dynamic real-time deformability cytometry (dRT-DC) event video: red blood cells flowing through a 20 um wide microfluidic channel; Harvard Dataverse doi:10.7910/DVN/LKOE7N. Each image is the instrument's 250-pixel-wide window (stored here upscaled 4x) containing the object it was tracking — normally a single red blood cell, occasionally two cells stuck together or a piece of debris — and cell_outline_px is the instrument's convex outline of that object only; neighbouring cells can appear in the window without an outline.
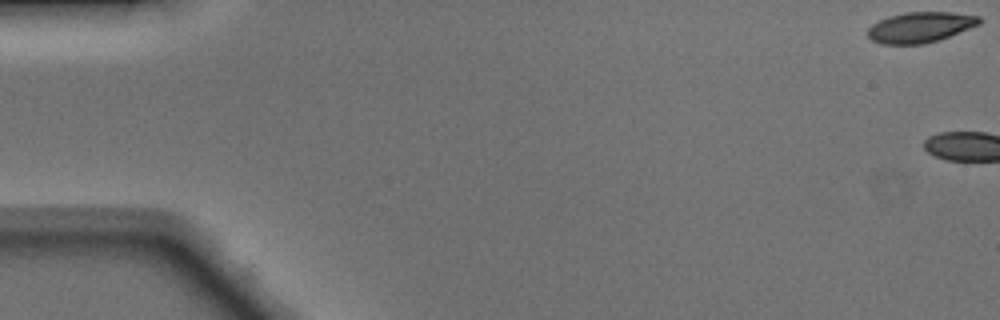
{"species": "Egyptian fruit bat (a non-hibernating species)", "species_latin": "Rousettus aegyptiacus", "temperature_condition": "warm", "stored_images_in_passage": 3, "camera_frame_rate_fps": 3000, "um_per_image_px": 0.085, "animal": {"sex": "male"}, "frame": {"image": 1, "passage_image": 1, "time_ms": 0.0, "image_size_px": [1000, 320], "cell_outline_px": [[984, 20], [980, 24], [940, 40], [924, 44], [880, 44], [872, 40], [868, 36], [868, 28], [872, 24], [888, 16], [904, 12], [952, 12], [980, 16]], "centroid_in_image_um": [78.25, 2.31], "position_along_channel_um": 6.8, "area_um2": 20.06}}